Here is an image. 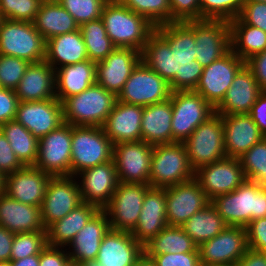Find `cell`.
Masks as SVG:
<instances>
[{"label":"cell","instance_id":"cell-35","mask_svg":"<svg viewBox=\"0 0 266 266\" xmlns=\"http://www.w3.org/2000/svg\"><path fill=\"white\" fill-rule=\"evenodd\" d=\"M99 210L93 204L82 202L63 219L55 221L46 229L48 245L67 247Z\"/></svg>","mask_w":266,"mask_h":266},{"label":"cell","instance_id":"cell-21","mask_svg":"<svg viewBox=\"0 0 266 266\" xmlns=\"http://www.w3.org/2000/svg\"><path fill=\"white\" fill-rule=\"evenodd\" d=\"M140 61V51L116 47L103 61L96 63V83L117 97Z\"/></svg>","mask_w":266,"mask_h":266},{"label":"cell","instance_id":"cell-57","mask_svg":"<svg viewBox=\"0 0 266 266\" xmlns=\"http://www.w3.org/2000/svg\"><path fill=\"white\" fill-rule=\"evenodd\" d=\"M259 131L266 137V91H262L248 113Z\"/></svg>","mask_w":266,"mask_h":266},{"label":"cell","instance_id":"cell-24","mask_svg":"<svg viewBox=\"0 0 266 266\" xmlns=\"http://www.w3.org/2000/svg\"><path fill=\"white\" fill-rule=\"evenodd\" d=\"M51 177L35 166H24L5 175V194L23 204L41 207Z\"/></svg>","mask_w":266,"mask_h":266},{"label":"cell","instance_id":"cell-53","mask_svg":"<svg viewBox=\"0 0 266 266\" xmlns=\"http://www.w3.org/2000/svg\"><path fill=\"white\" fill-rule=\"evenodd\" d=\"M23 167L24 165L17 158L7 138L0 130V172L8 175Z\"/></svg>","mask_w":266,"mask_h":266},{"label":"cell","instance_id":"cell-64","mask_svg":"<svg viewBox=\"0 0 266 266\" xmlns=\"http://www.w3.org/2000/svg\"><path fill=\"white\" fill-rule=\"evenodd\" d=\"M244 3H251V2H263L266 3V0H243Z\"/></svg>","mask_w":266,"mask_h":266},{"label":"cell","instance_id":"cell-44","mask_svg":"<svg viewBox=\"0 0 266 266\" xmlns=\"http://www.w3.org/2000/svg\"><path fill=\"white\" fill-rule=\"evenodd\" d=\"M47 245V231L15 233L10 261L20 260L32 255H40Z\"/></svg>","mask_w":266,"mask_h":266},{"label":"cell","instance_id":"cell-50","mask_svg":"<svg viewBox=\"0 0 266 266\" xmlns=\"http://www.w3.org/2000/svg\"><path fill=\"white\" fill-rule=\"evenodd\" d=\"M238 18L243 23L266 32V3H244Z\"/></svg>","mask_w":266,"mask_h":266},{"label":"cell","instance_id":"cell-18","mask_svg":"<svg viewBox=\"0 0 266 266\" xmlns=\"http://www.w3.org/2000/svg\"><path fill=\"white\" fill-rule=\"evenodd\" d=\"M196 60L209 66L231 50L230 23L226 20H194Z\"/></svg>","mask_w":266,"mask_h":266},{"label":"cell","instance_id":"cell-66","mask_svg":"<svg viewBox=\"0 0 266 266\" xmlns=\"http://www.w3.org/2000/svg\"><path fill=\"white\" fill-rule=\"evenodd\" d=\"M213 266H238L237 264H230V265H213Z\"/></svg>","mask_w":266,"mask_h":266},{"label":"cell","instance_id":"cell-15","mask_svg":"<svg viewBox=\"0 0 266 266\" xmlns=\"http://www.w3.org/2000/svg\"><path fill=\"white\" fill-rule=\"evenodd\" d=\"M153 145L143 140L113 145V156L119 182L149 184Z\"/></svg>","mask_w":266,"mask_h":266},{"label":"cell","instance_id":"cell-63","mask_svg":"<svg viewBox=\"0 0 266 266\" xmlns=\"http://www.w3.org/2000/svg\"><path fill=\"white\" fill-rule=\"evenodd\" d=\"M63 266H82L72 259H68Z\"/></svg>","mask_w":266,"mask_h":266},{"label":"cell","instance_id":"cell-6","mask_svg":"<svg viewBox=\"0 0 266 266\" xmlns=\"http://www.w3.org/2000/svg\"><path fill=\"white\" fill-rule=\"evenodd\" d=\"M71 176L109 162L113 144L102 127L71 125Z\"/></svg>","mask_w":266,"mask_h":266},{"label":"cell","instance_id":"cell-56","mask_svg":"<svg viewBox=\"0 0 266 266\" xmlns=\"http://www.w3.org/2000/svg\"><path fill=\"white\" fill-rule=\"evenodd\" d=\"M245 65L252 71L262 91H266V50L251 56Z\"/></svg>","mask_w":266,"mask_h":266},{"label":"cell","instance_id":"cell-5","mask_svg":"<svg viewBox=\"0 0 266 266\" xmlns=\"http://www.w3.org/2000/svg\"><path fill=\"white\" fill-rule=\"evenodd\" d=\"M195 177L183 142L154 145L149 185L167 188Z\"/></svg>","mask_w":266,"mask_h":266},{"label":"cell","instance_id":"cell-37","mask_svg":"<svg viewBox=\"0 0 266 266\" xmlns=\"http://www.w3.org/2000/svg\"><path fill=\"white\" fill-rule=\"evenodd\" d=\"M231 50L242 60L266 50V32L243 23L238 17L229 21Z\"/></svg>","mask_w":266,"mask_h":266},{"label":"cell","instance_id":"cell-65","mask_svg":"<svg viewBox=\"0 0 266 266\" xmlns=\"http://www.w3.org/2000/svg\"><path fill=\"white\" fill-rule=\"evenodd\" d=\"M0 266H11L10 261H0Z\"/></svg>","mask_w":266,"mask_h":266},{"label":"cell","instance_id":"cell-48","mask_svg":"<svg viewBox=\"0 0 266 266\" xmlns=\"http://www.w3.org/2000/svg\"><path fill=\"white\" fill-rule=\"evenodd\" d=\"M42 2L40 0H0L2 18L33 22Z\"/></svg>","mask_w":266,"mask_h":266},{"label":"cell","instance_id":"cell-34","mask_svg":"<svg viewBox=\"0 0 266 266\" xmlns=\"http://www.w3.org/2000/svg\"><path fill=\"white\" fill-rule=\"evenodd\" d=\"M96 63L85 60L55 70L56 98L62 103L66 98L80 94L96 83Z\"/></svg>","mask_w":266,"mask_h":266},{"label":"cell","instance_id":"cell-27","mask_svg":"<svg viewBox=\"0 0 266 266\" xmlns=\"http://www.w3.org/2000/svg\"><path fill=\"white\" fill-rule=\"evenodd\" d=\"M262 92L252 71L244 65L235 75L222 102L215 108L219 115L249 113Z\"/></svg>","mask_w":266,"mask_h":266},{"label":"cell","instance_id":"cell-41","mask_svg":"<svg viewBox=\"0 0 266 266\" xmlns=\"http://www.w3.org/2000/svg\"><path fill=\"white\" fill-rule=\"evenodd\" d=\"M79 29L81 30L90 61L94 63L103 61L116 48L112 40L107 36L101 18L84 23Z\"/></svg>","mask_w":266,"mask_h":266},{"label":"cell","instance_id":"cell-23","mask_svg":"<svg viewBox=\"0 0 266 266\" xmlns=\"http://www.w3.org/2000/svg\"><path fill=\"white\" fill-rule=\"evenodd\" d=\"M15 120L39 140L64 123L62 103L57 98L19 102Z\"/></svg>","mask_w":266,"mask_h":266},{"label":"cell","instance_id":"cell-30","mask_svg":"<svg viewBox=\"0 0 266 266\" xmlns=\"http://www.w3.org/2000/svg\"><path fill=\"white\" fill-rule=\"evenodd\" d=\"M109 229V220L106 213L99 210L67 245L69 246V259L79 264H83L88 260H95L102 239Z\"/></svg>","mask_w":266,"mask_h":266},{"label":"cell","instance_id":"cell-67","mask_svg":"<svg viewBox=\"0 0 266 266\" xmlns=\"http://www.w3.org/2000/svg\"><path fill=\"white\" fill-rule=\"evenodd\" d=\"M41 2H54V1H58V0H40Z\"/></svg>","mask_w":266,"mask_h":266},{"label":"cell","instance_id":"cell-32","mask_svg":"<svg viewBox=\"0 0 266 266\" xmlns=\"http://www.w3.org/2000/svg\"><path fill=\"white\" fill-rule=\"evenodd\" d=\"M171 121V97L166 101L143 107L141 140L153 146L175 143L172 137Z\"/></svg>","mask_w":266,"mask_h":266},{"label":"cell","instance_id":"cell-36","mask_svg":"<svg viewBox=\"0 0 266 266\" xmlns=\"http://www.w3.org/2000/svg\"><path fill=\"white\" fill-rule=\"evenodd\" d=\"M33 24L45 41L57 35L79 30L73 16L58 1L42 2Z\"/></svg>","mask_w":266,"mask_h":266},{"label":"cell","instance_id":"cell-33","mask_svg":"<svg viewBox=\"0 0 266 266\" xmlns=\"http://www.w3.org/2000/svg\"><path fill=\"white\" fill-rule=\"evenodd\" d=\"M44 60L54 70L89 60L81 30L57 35L47 40Z\"/></svg>","mask_w":266,"mask_h":266},{"label":"cell","instance_id":"cell-47","mask_svg":"<svg viewBox=\"0 0 266 266\" xmlns=\"http://www.w3.org/2000/svg\"><path fill=\"white\" fill-rule=\"evenodd\" d=\"M30 62L0 54V88L16 90Z\"/></svg>","mask_w":266,"mask_h":266},{"label":"cell","instance_id":"cell-13","mask_svg":"<svg viewBox=\"0 0 266 266\" xmlns=\"http://www.w3.org/2000/svg\"><path fill=\"white\" fill-rule=\"evenodd\" d=\"M244 65L245 61L230 50L223 57L203 68L194 91L216 108L224 99L235 75Z\"/></svg>","mask_w":266,"mask_h":266},{"label":"cell","instance_id":"cell-2","mask_svg":"<svg viewBox=\"0 0 266 266\" xmlns=\"http://www.w3.org/2000/svg\"><path fill=\"white\" fill-rule=\"evenodd\" d=\"M101 19L107 36L116 47L142 51L155 26L144 16L123 5L119 0H109Z\"/></svg>","mask_w":266,"mask_h":266},{"label":"cell","instance_id":"cell-3","mask_svg":"<svg viewBox=\"0 0 266 266\" xmlns=\"http://www.w3.org/2000/svg\"><path fill=\"white\" fill-rule=\"evenodd\" d=\"M228 226L246 227L252 220L266 217V186L245 180L234 191L211 200Z\"/></svg>","mask_w":266,"mask_h":266},{"label":"cell","instance_id":"cell-54","mask_svg":"<svg viewBox=\"0 0 266 266\" xmlns=\"http://www.w3.org/2000/svg\"><path fill=\"white\" fill-rule=\"evenodd\" d=\"M19 102L14 90L0 88V126L15 120Z\"/></svg>","mask_w":266,"mask_h":266},{"label":"cell","instance_id":"cell-7","mask_svg":"<svg viewBox=\"0 0 266 266\" xmlns=\"http://www.w3.org/2000/svg\"><path fill=\"white\" fill-rule=\"evenodd\" d=\"M46 41L33 22L9 20L0 22V54L36 63L45 59Z\"/></svg>","mask_w":266,"mask_h":266},{"label":"cell","instance_id":"cell-43","mask_svg":"<svg viewBox=\"0 0 266 266\" xmlns=\"http://www.w3.org/2000/svg\"><path fill=\"white\" fill-rule=\"evenodd\" d=\"M135 13L146 17L155 27L171 23L170 0H119Z\"/></svg>","mask_w":266,"mask_h":266},{"label":"cell","instance_id":"cell-11","mask_svg":"<svg viewBox=\"0 0 266 266\" xmlns=\"http://www.w3.org/2000/svg\"><path fill=\"white\" fill-rule=\"evenodd\" d=\"M149 184L119 183L109 203L102 209L110 229L131 232L137 225Z\"/></svg>","mask_w":266,"mask_h":266},{"label":"cell","instance_id":"cell-25","mask_svg":"<svg viewBox=\"0 0 266 266\" xmlns=\"http://www.w3.org/2000/svg\"><path fill=\"white\" fill-rule=\"evenodd\" d=\"M166 226V188L150 187L145 194L138 223L131 231L132 236L144 246Z\"/></svg>","mask_w":266,"mask_h":266},{"label":"cell","instance_id":"cell-20","mask_svg":"<svg viewBox=\"0 0 266 266\" xmlns=\"http://www.w3.org/2000/svg\"><path fill=\"white\" fill-rule=\"evenodd\" d=\"M144 253V246L129 231L109 229L104 235L95 260L82 266H133Z\"/></svg>","mask_w":266,"mask_h":266},{"label":"cell","instance_id":"cell-59","mask_svg":"<svg viewBox=\"0 0 266 266\" xmlns=\"http://www.w3.org/2000/svg\"><path fill=\"white\" fill-rule=\"evenodd\" d=\"M238 266H266V254L248 249L237 263Z\"/></svg>","mask_w":266,"mask_h":266},{"label":"cell","instance_id":"cell-40","mask_svg":"<svg viewBox=\"0 0 266 266\" xmlns=\"http://www.w3.org/2000/svg\"><path fill=\"white\" fill-rule=\"evenodd\" d=\"M0 130L20 162L24 166H34L38 156L39 140L16 120L1 125Z\"/></svg>","mask_w":266,"mask_h":266},{"label":"cell","instance_id":"cell-12","mask_svg":"<svg viewBox=\"0 0 266 266\" xmlns=\"http://www.w3.org/2000/svg\"><path fill=\"white\" fill-rule=\"evenodd\" d=\"M71 124L64 122L39 139L34 166L52 177L71 176Z\"/></svg>","mask_w":266,"mask_h":266},{"label":"cell","instance_id":"cell-1","mask_svg":"<svg viewBox=\"0 0 266 266\" xmlns=\"http://www.w3.org/2000/svg\"><path fill=\"white\" fill-rule=\"evenodd\" d=\"M195 57L194 20L156 26L141 51V60L172 92L195 90L204 68Z\"/></svg>","mask_w":266,"mask_h":266},{"label":"cell","instance_id":"cell-22","mask_svg":"<svg viewBox=\"0 0 266 266\" xmlns=\"http://www.w3.org/2000/svg\"><path fill=\"white\" fill-rule=\"evenodd\" d=\"M82 202L93 204L102 210L110 201L119 185L118 173L113 159L78 173Z\"/></svg>","mask_w":266,"mask_h":266},{"label":"cell","instance_id":"cell-8","mask_svg":"<svg viewBox=\"0 0 266 266\" xmlns=\"http://www.w3.org/2000/svg\"><path fill=\"white\" fill-rule=\"evenodd\" d=\"M183 143L195 171L226 158L222 115L215 113L201 123Z\"/></svg>","mask_w":266,"mask_h":266},{"label":"cell","instance_id":"cell-14","mask_svg":"<svg viewBox=\"0 0 266 266\" xmlns=\"http://www.w3.org/2000/svg\"><path fill=\"white\" fill-rule=\"evenodd\" d=\"M249 249L246 227L227 226L198 246L201 266L237 264Z\"/></svg>","mask_w":266,"mask_h":266},{"label":"cell","instance_id":"cell-42","mask_svg":"<svg viewBox=\"0 0 266 266\" xmlns=\"http://www.w3.org/2000/svg\"><path fill=\"white\" fill-rule=\"evenodd\" d=\"M239 159L246 179L266 186V137L254 144Z\"/></svg>","mask_w":266,"mask_h":266},{"label":"cell","instance_id":"cell-10","mask_svg":"<svg viewBox=\"0 0 266 266\" xmlns=\"http://www.w3.org/2000/svg\"><path fill=\"white\" fill-rule=\"evenodd\" d=\"M171 92L169 83L141 60L127 79L117 100L145 107L168 100Z\"/></svg>","mask_w":266,"mask_h":266},{"label":"cell","instance_id":"cell-60","mask_svg":"<svg viewBox=\"0 0 266 266\" xmlns=\"http://www.w3.org/2000/svg\"><path fill=\"white\" fill-rule=\"evenodd\" d=\"M10 262L11 266H39V255H32L20 260Z\"/></svg>","mask_w":266,"mask_h":266},{"label":"cell","instance_id":"cell-39","mask_svg":"<svg viewBox=\"0 0 266 266\" xmlns=\"http://www.w3.org/2000/svg\"><path fill=\"white\" fill-rule=\"evenodd\" d=\"M227 226L216 208L209 203L188 219L181 228L199 246L217 236Z\"/></svg>","mask_w":266,"mask_h":266},{"label":"cell","instance_id":"cell-28","mask_svg":"<svg viewBox=\"0 0 266 266\" xmlns=\"http://www.w3.org/2000/svg\"><path fill=\"white\" fill-rule=\"evenodd\" d=\"M143 107L126 104L116 100L102 128L111 143L141 140V121Z\"/></svg>","mask_w":266,"mask_h":266},{"label":"cell","instance_id":"cell-55","mask_svg":"<svg viewBox=\"0 0 266 266\" xmlns=\"http://www.w3.org/2000/svg\"><path fill=\"white\" fill-rule=\"evenodd\" d=\"M64 248L47 245L39 255V266H63L69 259L67 249Z\"/></svg>","mask_w":266,"mask_h":266},{"label":"cell","instance_id":"cell-45","mask_svg":"<svg viewBox=\"0 0 266 266\" xmlns=\"http://www.w3.org/2000/svg\"><path fill=\"white\" fill-rule=\"evenodd\" d=\"M243 0H200V20L231 21L239 16Z\"/></svg>","mask_w":266,"mask_h":266},{"label":"cell","instance_id":"cell-61","mask_svg":"<svg viewBox=\"0 0 266 266\" xmlns=\"http://www.w3.org/2000/svg\"><path fill=\"white\" fill-rule=\"evenodd\" d=\"M133 266H157V264L152 258L143 253Z\"/></svg>","mask_w":266,"mask_h":266},{"label":"cell","instance_id":"cell-4","mask_svg":"<svg viewBox=\"0 0 266 266\" xmlns=\"http://www.w3.org/2000/svg\"><path fill=\"white\" fill-rule=\"evenodd\" d=\"M117 97L97 83L62 102L64 122L72 126L102 127Z\"/></svg>","mask_w":266,"mask_h":266},{"label":"cell","instance_id":"cell-46","mask_svg":"<svg viewBox=\"0 0 266 266\" xmlns=\"http://www.w3.org/2000/svg\"><path fill=\"white\" fill-rule=\"evenodd\" d=\"M109 0H58L75 19L79 27L101 18L103 8Z\"/></svg>","mask_w":266,"mask_h":266},{"label":"cell","instance_id":"cell-19","mask_svg":"<svg viewBox=\"0 0 266 266\" xmlns=\"http://www.w3.org/2000/svg\"><path fill=\"white\" fill-rule=\"evenodd\" d=\"M195 178L210 200L234 191L246 180L240 159L230 157L200 167Z\"/></svg>","mask_w":266,"mask_h":266},{"label":"cell","instance_id":"cell-31","mask_svg":"<svg viewBox=\"0 0 266 266\" xmlns=\"http://www.w3.org/2000/svg\"><path fill=\"white\" fill-rule=\"evenodd\" d=\"M0 225L13 233L46 231L40 207L23 204L5 193L0 195Z\"/></svg>","mask_w":266,"mask_h":266},{"label":"cell","instance_id":"cell-17","mask_svg":"<svg viewBox=\"0 0 266 266\" xmlns=\"http://www.w3.org/2000/svg\"><path fill=\"white\" fill-rule=\"evenodd\" d=\"M211 200L194 177L166 188V217L168 226L181 227Z\"/></svg>","mask_w":266,"mask_h":266},{"label":"cell","instance_id":"cell-52","mask_svg":"<svg viewBox=\"0 0 266 266\" xmlns=\"http://www.w3.org/2000/svg\"><path fill=\"white\" fill-rule=\"evenodd\" d=\"M157 266H201L199 252L165 253L156 255Z\"/></svg>","mask_w":266,"mask_h":266},{"label":"cell","instance_id":"cell-62","mask_svg":"<svg viewBox=\"0 0 266 266\" xmlns=\"http://www.w3.org/2000/svg\"><path fill=\"white\" fill-rule=\"evenodd\" d=\"M5 193V175L0 172V195Z\"/></svg>","mask_w":266,"mask_h":266},{"label":"cell","instance_id":"cell-38","mask_svg":"<svg viewBox=\"0 0 266 266\" xmlns=\"http://www.w3.org/2000/svg\"><path fill=\"white\" fill-rule=\"evenodd\" d=\"M199 252L197 244L178 226H166L144 245V253L154 258L165 253Z\"/></svg>","mask_w":266,"mask_h":266},{"label":"cell","instance_id":"cell-51","mask_svg":"<svg viewBox=\"0 0 266 266\" xmlns=\"http://www.w3.org/2000/svg\"><path fill=\"white\" fill-rule=\"evenodd\" d=\"M246 232L249 249L266 254V217L252 220Z\"/></svg>","mask_w":266,"mask_h":266},{"label":"cell","instance_id":"cell-29","mask_svg":"<svg viewBox=\"0 0 266 266\" xmlns=\"http://www.w3.org/2000/svg\"><path fill=\"white\" fill-rule=\"evenodd\" d=\"M15 92L20 102L56 98L55 70L45 60L30 63Z\"/></svg>","mask_w":266,"mask_h":266},{"label":"cell","instance_id":"cell-9","mask_svg":"<svg viewBox=\"0 0 266 266\" xmlns=\"http://www.w3.org/2000/svg\"><path fill=\"white\" fill-rule=\"evenodd\" d=\"M172 137L184 142L203 122L215 114V108L195 91L171 92Z\"/></svg>","mask_w":266,"mask_h":266},{"label":"cell","instance_id":"cell-26","mask_svg":"<svg viewBox=\"0 0 266 266\" xmlns=\"http://www.w3.org/2000/svg\"><path fill=\"white\" fill-rule=\"evenodd\" d=\"M222 122L227 157L239 159L265 137L248 113L222 115Z\"/></svg>","mask_w":266,"mask_h":266},{"label":"cell","instance_id":"cell-58","mask_svg":"<svg viewBox=\"0 0 266 266\" xmlns=\"http://www.w3.org/2000/svg\"><path fill=\"white\" fill-rule=\"evenodd\" d=\"M15 233L0 225V261H10Z\"/></svg>","mask_w":266,"mask_h":266},{"label":"cell","instance_id":"cell-49","mask_svg":"<svg viewBox=\"0 0 266 266\" xmlns=\"http://www.w3.org/2000/svg\"><path fill=\"white\" fill-rule=\"evenodd\" d=\"M171 22L200 20V0H170Z\"/></svg>","mask_w":266,"mask_h":266},{"label":"cell","instance_id":"cell-16","mask_svg":"<svg viewBox=\"0 0 266 266\" xmlns=\"http://www.w3.org/2000/svg\"><path fill=\"white\" fill-rule=\"evenodd\" d=\"M75 176H57L49 180L40 207L45 229L63 219L82 203L80 188Z\"/></svg>","mask_w":266,"mask_h":266}]
</instances>
